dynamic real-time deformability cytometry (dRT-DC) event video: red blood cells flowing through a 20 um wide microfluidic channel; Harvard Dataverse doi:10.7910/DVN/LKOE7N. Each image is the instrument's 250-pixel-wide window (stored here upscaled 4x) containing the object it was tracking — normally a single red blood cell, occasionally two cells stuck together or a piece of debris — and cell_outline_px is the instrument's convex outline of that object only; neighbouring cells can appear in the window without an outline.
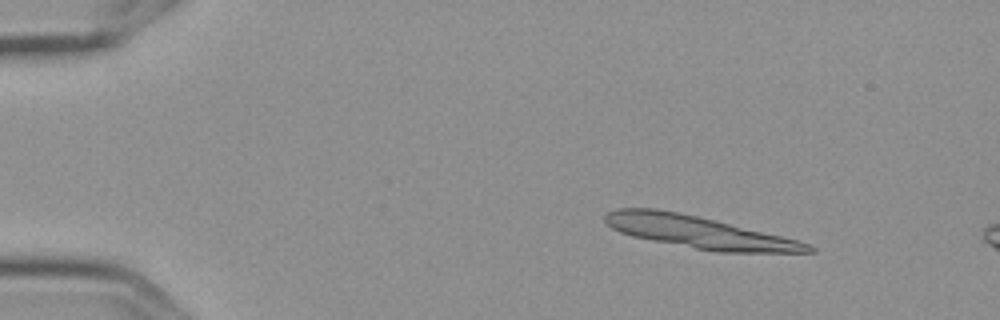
{"species": "Egyptian fruit bat (a non-hibernating species)", "species_latin": "Rousettus aegyptiacus", "temperature_condition": "cold", "stored_images_in_passage": 3, "camera_frame_rate_fps": 3000, "um_per_image_px": 0.085, "frame": {"image": 1, "passage_image": 2, "time_ms": 0.333, "image_size_px": [1000, 320], "cell_outline_px": [[816, 252], [716, 252], [652, 240], [632, 236], [620, 232], [612, 228], [604, 220], [604, 216], [608, 212], [616, 208], [656, 208], [696, 216], [780, 236], [812, 244], [816, 248]], "centroid_in_image_um": [59.37, 19.73], "position_along_channel_um": 25.6, "area_um2": 37.28}}